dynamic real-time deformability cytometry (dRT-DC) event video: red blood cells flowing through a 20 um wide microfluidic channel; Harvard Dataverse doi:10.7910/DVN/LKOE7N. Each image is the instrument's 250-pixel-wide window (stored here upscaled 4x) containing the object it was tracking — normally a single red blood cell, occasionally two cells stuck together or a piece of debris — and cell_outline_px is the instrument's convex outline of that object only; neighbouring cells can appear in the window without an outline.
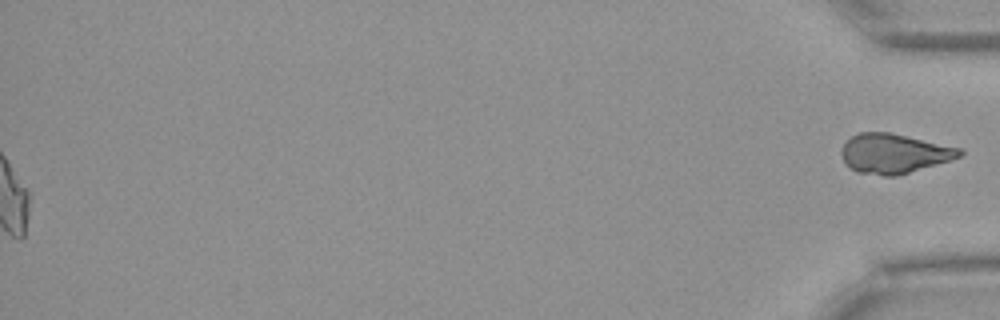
{"species": "Egyptian fruit bat (a non-hibernating species)", "species_latin": "Rousettus aegyptiacus", "temperature_condition": "warm", "stored_images_in_passage": 51, "segment_of_instrument_passage": [2, 2], "camera_frame_rate_fps": 3000, "um_per_image_px": 0.085, "animal": {"sex": "female"}, "frame": {"image": 1, "passage_image": 51, "time_ms": 16.667, "image_size_px": [1000, 320], "cell_outline_px": [[964, 152], [960, 156], [948, 160], [896, 176], [884, 176], [856, 172], [848, 168], [844, 164], [840, 152], [844, 144], [852, 136], [860, 132], [888, 132], [964, 148]], "centroid_in_image_um": [75.96, 13.05], "position_along_channel_um": 359.2, "area_um2": 27.22}}